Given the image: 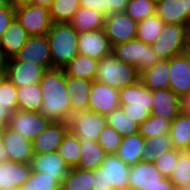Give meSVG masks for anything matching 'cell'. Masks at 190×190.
Returning <instances> with one entry per match:
<instances>
[{"label":"cell","instance_id":"obj_1","mask_svg":"<svg viewBox=\"0 0 190 190\" xmlns=\"http://www.w3.org/2000/svg\"><path fill=\"white\" fill-rule=\"evenodd\" d=\"M42 95L40 113L54 122H67L71 116L70 96L63 68L47 69L39 81Z\"/></svg>","mask_w":190,"mask_h":190},{"label":"cell","instance_id":"obj_2","mask_svg":"<svg viewBox=\"0 0 190 190\" xmlns=\"http://www.w3.org/2000/svg\"><path fill=\"white\" fill-rule=\"evenodd\" d=\"M46 38L53 68H63L78 54V32L70 23H52Z\"/></svg>","mask_w":190,"mask_h":190},{"label":"cell","instance_id":"obj_3","mask_svg":"<svg viewBox=\"0 0 190 190\" xmlns=\"http://www.w3.org/2000/svg\"><path fill=\"white\" fill-rule=\"evenodd\" d=\"M139 76L134 65L121 62L110 54L98 61L95 80L120 89L139 81Z\"/></svg>","mask_w":190,"mask_h":190},{"label":"cell","instance_id":"obj_4","mask_svg":"<svg viewBox=\"0 0 190 190\" xmlns=\"http://www.w3.org/2000/svg\"><path fill=\"white\" fill-rule=\"evenodd\" d=\"M112 55L121 62L134 65L139 73L162 60L150 45L137 38L112 46Z\"/></svg>","mask_w":190,"mask_h":190},{"label":"cell","instance_id":"obj_5","mask_svg":"<svg viewBox=\"0 0 190 190\" xmlns=\"http://www.w3.org/2000/svg\"><path fill=\"white\" fill-rule=\"evenodd\" d=\"M14 17L29 36H44L52 24L49 9L32 3L15 6Z\"/></svg>","mask_w":190,"mask_h":190},{"label":"cell","instance_id":"obj_6","mask_svg":"<svg viewBox=\"0 0 190 190\" xmlns=\"http://www.w3.org/2000/svg\"><path fill=\"white\" fill-rule=\"evenodd\" d=\"M187 45L186 26L164 24L162 31L150 46L161 59H170L180 55Z\"/></svg>","mask_w":190,"mask_h":190},{"label":"cell","instance_id":"obj_7","mask_svg":"<svg viewBox=\"0 0 190 190\" xmlns=\"http://www.w3.org/2000/svg\"><path fill=\"white\" fill-rule=\"evenodd\" d=\"M68 130L79 140L97 141L100 132L107 124V117L92 110L73 113L68 121Z\"/></svg>","mask_w":190,"mask_h":190},{"label":"cell","instance_id":"obj_8","mask_svg":"<svg viewBox=\"0 0 190 190\" xmlns=\"http://www.w3.org/2000/svg\"><path fill=\"white\" fill-rule=\"evenodd\" d=\"M50 122L39 111L17 109L10 114L7 126L32 141Z\"/></svg>","mask_w":190,"mask_h":190},{"label":"cell","instance_id":"obj_9","mask_svg":"<svg viewBox=\"0 0 190 190\" xmlns=\"http://www.w3.org/2000/svg\"><path fill=\"white\" fill-rule=\"evenodd\" d=\"M137 21L125 12L110 13L105 16L103 30L111 46L136 38Z\"/></svg>","mask_w":190,"mask_h":190},{"label":"cell","instance_id":"obj_10","mask_svg":"<svg viewBox=\"0 0 190 190\" xmlns=\"http://www.w3.org/2000/svg\"><path fill=\"white\" fill-rule=\"evenodd\" d=\"M119 106L118 89L94 79L90 88L88 109L107 116Z\"/></svg>","mask_w":190,"mask_h":190},{"label":"cell","instance_id":"obj_11","mask_svg":"<svg viewBox=\"0 0 190 190\" xmlns=\"http://www.w3.org/2000/svg\"><path fill=\"white\" fill-rule=\"evenodd\" d=\"M2 145L9 155V161L30 164L34 155L32 141L8 126L0 130Z\"/></svg>","mask_w":190,"mask_h":190},{"label":"cell","instance_id":"obj_12","mask_svg":"<svg viewBox=\"0 0 190 190\" xmlns=\"http://www.w3.org/2000/svg\"><path fill=\"white\" fill-rule=\"evenodd\" d=\"M78 54L100 60L112 54V46L102 29L92 30L78 34Z\"/></svg>","mask_w":190,"mask_h":190},{"label":"cell","instance_id":"obj_13","mask_svg":"<svg viewBox=\"0 0 190 190\" xmlns=\"http://www.w3.org/2000/svg\"><path fill=\"white\" fill-rule=\"evenodd\" d=\"M17 61L31 62L52 69V58L49 44L44 36H29L26 43L14 57Z\"/></svg>","mask_w":190,"mask_h":190},{"label":"cell","instance_id":"obj_14","mask_svg":"<svg viewBox=\"0 0 190 190\" xmlns=\"http://www.w3.org/2000/svg\"><path fill=\"white\" fill-rule=\"evenodd\" d=\"M47 69L29 61H17L11 58L7 62L5 76L16 86L39 83Z\"/></svg>","mask_w":190,"mask_h":190},{"label":"cell","instance_id":"obj_15","mask_svg":"<svg viewBox=\"0 0 190 190\" xmlns=\"http://www.w3.org/2000/svg\"><path fill=\"white\" fill-rule=\"evenodd\" d=\"M164 179L154 162L141 160L131 165L128 190H149L159 185Z\"/></svg>","mask_w":190,"mask_h":190},{"label":"cell","instance_id":"obj_16","mask_svg":"<svg viewBox=\"0 0 190 190\" xmlns=\"http://www.w3.org/2000/svg\"><path fill=\"white\" fill-rule=\"evenodd\" d=\"M100 166L104 169L106 189L128 190L130 165L116 154H106Z\"/></svg>","mask_w":190,"mask_h":190},{"label":"cell","instance_id":"obj_17","mask_svg":"<svg viewBox=\"0 0 190 190\" xmlns=\"http://www.w3.org/2000/svg\"><path fill=\"white\" fill-rule=\"evenodd\" d=\"M67 131V122L51 121L46 129L32 140L33 152L50 153L57 151Z\"/></svg>","mask_w":190,"mask_h":190},{"label":"cell","instance_id":"obj_18","mask_svg":"<svg viewBox=\"0 0 190 190\" xmlns=\"http://www.w3.org/2000/svg\"><path fill=\"white\" fill-rule=\"evenodd\" d=\"M168 88L178 97L190 92V67L182 54L169 59Z\"/></svg>","mask_w":190,"mask_h":190},{"label":"cell","instance_id":"obj_19","mask_svg":"<svg viewBox=\"0 0 190 190\" xmlns=\"http://www.w3.org/2000/svg\"><path fill=\"white\" fill-rule=\"evenodd\" d=\"M31 169L46 173L48 176H55L60 182L67 175L69 167L64 158L57 151L50 153H34L31 162Z\"/></svg>","mask_w":190,"mask_h":190},{"label":"cell","instance_id":"obj_20","mask_svg":"<svg viewBox=\"0 0 190 190\" xmlns=\"http://www.w3.org/2000/svg\"><path fill=\"white\" fill-rule=\"evenodd\" d=\"M180 112V97L169 88L152 91V110L150 114L166 118L170 122Z\"/></svg>","mask_w":190,"mask_h":190},{"label":"cell","instance_id":"obj_21","mask_svg":"<svg viewBox=\"0 0 190 190\" xmlns=\"http://www.w3.org/2000/svg\"><path fill=\"white\" fill-rule=\"evenodd\" d=\"M31 172L30 164L13 161L0 162V190H13L22 185Z\"/></svg>","mask_w":190,"mask_h":190},{"label":"cell","instance_id":"obj_22","mask_svg":"<svg viewBox=\"0 0 190 190\" xmlns=\"http://www.w3.org/2000/svg\"><path fill=\"white\" fill-rule=\"evenodd\" d=\"M120 107L145 108L152 110V91L145 87L140 80L118 89Z\"/></svg>","mask_w":190,"mask_h":190},{"label":"cell","instance_id":"obj_23","mask_svg":"<svg viewBox=\"0 0 190 190\" xmlns=\"http://www.w3.org/2000/svg\"><path fill=\"white\" fill-rule=\"evenodd\" d=\"M91 80L66 74V90L70 96L71 115L88 109Z\"/></svg>","mask_w":190,"mask_h":190},{"label":"cell","instance_id":"obj_24","mask_svg":"<svg viewBox=\"0 0 190 190\" xmlns=\"http://www.w3.org/2000/svg\"><path fill=\"white\" fill-rule=\"evenodd\" d=\"M28 37L29 35L14 17L0 38V48L5 57L8 60L14 58L26 43Z\"/></svg>","mask_w":190,"mask_h":190},{"label":"cell","instance_id":"obj_25","mask_svg":"<svg viewBox=\"0 0 190 190\" xmlns=\"http://www.w3.org/2000/svg\"><path fill=\"white\" fill-rule=\"evenodd\" d=\"M169 59H162L140 72L139 80L149 90L165 89L169 86Z\"/></svg>","mask_w":190,"mask_h":190},{"label":"cell","instance_id":"obj_26","mask_svg":"<svg viewBox=\"0 0 190 190\" xmlns=\"http://www.w3.org/2000/svg\"><path fill=\"white\" fill-rule=\"evenodd\" d=\"M105 16L104 13L98 10L80 6L73 15L70 24L78 34L92 30H99L103 28Z\"/></svg>","mask_w":190,"mask_h":190},{"label":"cell","instance_id":"obj_27","mask_svg":"<svg viewBox=\"0 0 190 190\" xmlns=\"http://www.w3.org/2000/svg\"><path fill=\"white\" fill-rule=\"evenodd\" d=\"M155 14L164 24L187 26L190 21L184 11L183 0H160L156 3Z\"/></svg>","mask_w":190,"mask_h":190},{"label":"cell","instance_id":"obj_28","mask_svg":"<svg viewBox=\"0 0 190 190\" xmlns=\"http://www.w3.org/2000/svg\"><path fill=\"white\" fill-rule=\"evenodd\" d=\"M145 143L143 138L138 132L124 136L121 143L116 150L115 154L128 165H133L142 159V147Z\"/></svg>","mask_w":190,"mask_h":190},{"label":"cell","instance_id":"obj_29","mask_svg":"<svg viewBox=\"0 0 190 190\" xmlns=\"http://www.w3.org/2000/svg\"><path fill=\"white\" fill-rule=\"evenodd\" d=\"M80 141V157L76 168L94 170L100 166L101 162L106 156L104 149L93 140H79Z\"/></svg>","mask_w":190,"mask_h":190},{"label":"cell","instance_id":"obj_30","mask_svg":"<svg viewBox=\"0 0 190 190\" xmlns=\"http://www.w3.org/2000/svg\"><path fill=\"white\" fill-rule=\"evenodd\" d=\"M169 134L173 148L189 151L190 116L180 111L170 124Z\"/></svg>","mask_w":190,"mask_h":190},{"label":"cell","instance_id":"obj_31","mask_svg":"<svg viewBox=\"0 0 190 190\" xmlns=\"http://www.w3.org/2000/svg\"><path fill=\"white\" fill-rule=\"evenodd\" d=\"M98 61V59L77 54L63 67V70L69 76L93 81L95 79Z\"/></svg>","mask_w":190,"mask_h":190},{"label":"cell","instance_id":"obj_32","mask_svg":"<svg viewBox=\"0 0 190 190\" xmlns=\"http://www.w3.org/2000/svg\"><path fill=\"white\" fill-rule=\"evenodd\" d=\"M93 170L70 168L62 179L60 190H92Z\"/></svg>","mask_w":190,"mask_h":190},{"label":"cell","instance_id":"obj_33","mask_svg":"<svg viewBox=\"0 0 190 190\" xmlns=\"http://www.w3.org/2000/svg\"><path fill=\"white\" fill-rule=\"evenodd\" d=\"M17 109L40 111L42 95L39 83L17 87Z\"/></svg>","mask_w":190,"mask_h":190},{"label":"cell","instance_id":"obj_34","mask_svg":"<svg viewBox=\"0 0 190 190\" xmlns=\"http://www.w3.org/2000/svg\"><path fill=\"white\" fill-rule=\"evenodd\" d=\"M172 147L170 134L163 133L159 136H150L145 138L142 147V159L148 162H154L159 153H163Z\"/></svg>","mask_w":190,"mask_h":190},{"label":"cell","instance_id":"obj_35","mask_svg":"<svg viewBox=\"0 0 190 190\" xmlns=\"http://www.w3.org/2000/svg\"><path fill=\"white\" fill-rule=\"evenodd\" d=\"M163 26V21L156 14L148 16L144 20L138 21L136 38L151 45L158 38Z\"/></svg>","mask_w":190,"mask_h":190},{"label":"cell","instance_id":"obj_36","mask_svg":"<svg viewBox=\"0 0 190 190\" xmlns=\"http://www.w3.org/2000/svg\"><path fill=\"white\" fill-rule=\"evenodd\" d=\"M79 7V0H53L49 8L52 23H70Z\"/></svg>","mask_w":190,"mask_h":190},{"label":"cell","instance_id":"obj_37","mask_svg":"<svg viewBox=\"0 0 190 190\" xmlns=\"http://www.w3.org/2000/svg\"><path fill=\"white\" fill-rule=\"evenodd\" d=\"M107 124L122 137L138 132L139 125L126 115L120 106L107 116Z\"/></svg>","mask_w":190,"mask_h":190},{"label":"cell","instance_id":"obj_38","mask_svg":"<svg viewBox=\"0 0 190 190\" xmlns=\"http://www.w3.org/2000/svg\"><path fill=\"white\" fill-rule=\"evenodd\" d=\"M79 148V138L68 130L64 135L57 152L64 158L67 166L73 168L76 167L80 157Z\"/></svg>","mask_w":190,"mask_h":190},{"label":"cell","instance_id":"obj_39","mask_svg":"<svg viewBox=\"0 0 190 190\" xmlns=\"http://www.w3.org/2000/svg\"><path fill=\"white\" fill-rule=\"evenodd\" d=\"M169 180L175 188H185L190 182V151L183 150L179 153L178 161Z\"/></svg>","mask_w":190,"mask_h":190},{"label":"cell","instance_id":"obj_40","mask_svg":"<svg viewBox=\"0 0 190 190\" xmlns=\"http://www.w3.org/2000/svg\"><path fill=\"white\" fill-rule=\"evenodd\" d=\"M171 122L164 117L152 115L145 119L138 127V133L143 137L159 136L168 133Z\"/></svg>","mask_w":190,"mask_h":190},{"label":"cell","instance_id":"obj_41","mask_svg":"<svg viewBox=\"0 0 190 190\" xmlns=\"http://www.w3.org/2000/svg\"><path fill=\"white\" fill-rule=\"evenodd\" d=\"M22 185L27 190H60L61 182L55 176L32 170L31 175Z\"/></svg>","mask_w":190,"mask_h":190},{"label":"cell","instance_id":"obj_42","mask_svg":"<svg viewBox=\"0 0 190 190\" xmlns=\"http://www.w3.org/2000/svg\"><path fill=\"white\" fill-rule=\"evenodd\" d=\"M155 8L156 3L152 0H129L124 12L138 22L155 14Z\"/></svg>","mask_w":190,"mask_h":190},{"label":"cell","instance_id":"obj_43","mask_svg":"<svg viewBox=\"0 0 190 190\" xmlns=\"http://www.w3.org/2000/svg\"><path fill=\"white\" fill-rule=\"evenodd\" d=\"M182 150L170 148L169 150L159 153L156 157L154 164L158 171L162 174L164 178L170 177L173 172L174 167L178 161L179 153Z\"/></svg>","mask_w":190,"mask_h":190},{"label":"cell","instance_id":"obj_44","mask_svg":"<svg viewBox=\"0 0 190 190\" xmlns=\"http://www.w3.org/2000/svg\"><path fill=\"white\" fill-rule=\"evenodd\" d=\"M17 87L4 75L0 76V102L12 113L17 110Z\"/></svg>","mask_w":190,"mask_h":190},{"label":"cell","instance_id":"obj_45","mask_svg":"<svg viewBox=\"0 0 190 190\" xmlns=\"http://www.w3.org/2000/svg\"><path fill=\"white\" fill-rule=\"evenodd\" d=\"M121 139L122 136L106 124L99 134L97 143L104 149L106 154H115Z\"/></svg>","mask_w":190,"mask_h":190},{"label":"cell","instance_id":"obj_46","mask_svg":"<svg viewBox=\"0 0 190 190\" xmlns=\"http://www.w3.org/2000/svg\"><path fill=\"white\" fill-rule=\"evenodd\" d=\"M122 111L128 115L138 125L150 116V112L145 108L137 107H120Z\"/></svg>","mask_w":190,"mask_h":190},{"label":"cell","instance_id":"obj_47","mask_svg":"<svg viewBox=\"0 0 190 190\" xmlns=\"http://www.w3.org/2000/svg\"><path fill=\"white\" fill-rule=\"evenodd\" d=\"M129 0H105L104 14L124 12Z\"/></svg>","mask_w":190,"mask_h":190},{"label":"cell","instance_id":"obj_48","mask_svg":"<svg viewBox=\"0 0 190 190\" xmlns=\"http://www.w3.org/2000/svg\"><path fill=\"white\" fill-rule=\"evenodd\" d=\"M92 190H113L106 189V179L104 169L98 166L93 170V189Z\"/></svg>","mask_w":190,"mask_h":190},{"label":"cell","instance_id":"obj_49","mask_svg":"<svg viewBox=\"0 0 190 190\" xmlns=\"http://www.w3.org/2000/svg\"><path fill=\"white\" fill-rule=\"evenodd\" d=\"M14 18V9H0V38Z\"/></svg>","mask_w":190,"mask_h":190},{"label":"cell","instance_id":"obj_50","mask_svg":"<svg viewBox=\"0 0 190 190\" xmlns=\"http://www.w3.org/2000/svg\"><path fill=\"white\" fill-rule=\"evenodd\" d=\"M80 6L88 7L104 13L105 0H79Z\"/></svg>","mask_w":190,"mask_h":190},{"label":"cell","instance_id":"obj_51","mask_svg":"<svg viewBox=\"0 0 190 190\" xmlns=\"http://www.w3.org/2000/svg\"><path fill=\"white\" fill-rule=\"evenodd\" d=\"M180 111L190 116V92L180 98Z\"/></svg>","mask_w":190,"mask_h":190},{"label":"cell","instance_id":"obj_52","mask_svg":"<svg viewBox=\"0 0 190 190\" xmlns=\"http://www.w3.org/2000/svg\"><path fill=\"white\" fill-rule=\"evenodd\" d=\"M10 112L6 109L5 106L0 102V130L7 126L8 119L10 117Z\"/></svg>","mask_w":190,"mask_h":190},{"label":"cell","instance_id":"obj_53","mask_svg":"<svg viewBox=\"0 0 190 190\" xmlns=\"http://www.w3.org/2000/svg\"><path fill=\"white\" fill-rule=\"evenodd\" d=\"M149 190H175L174 184L168 179L160 181V184Z\"/></svg>","mask_w":190,"mask_h":190},{"label":"cell","instance_id":"obj_54","mask_svg":"<svg viewBox=\"0 0 190 190\" xmlns=\"http://www.w3.org/2000/svg\"><path fill=\"white\" fill-rule=\"evenodd\" d=\"M8 59L5 57L4 52L0 48V76H4L6 72Z\"/></svg>","mask_w":190,"mask_h":190},{"label":"cell","instance_id":"obj_55","mask_svg":"<svg viewBox=\"0 0 190 190\" xmlns=\"http://www.w3.org/2000/svg\"><path fill=\"white\" fill-rule=\"evenodd\" d=\"M2 161H9V155L8 152L6 151L5 146L2 145L1 135H0V162Z\"/></svg>","mask_w":190,"mask_h":190},{"label":"cell","instance_id":"obj_56","mask_svg":"<svg viewBox=\"0 0 190 190\" xmlns=\"http://www.w3.org/2000/svg\"><path fill=\"white\" fill-rule=\"evenodd\" d=\"M53 0H31L30 3L35 4V5H39L42 7H46V8H50V6L52 5Z\"/></svg>","mask_w":190,"mask_h":190},{"label":"cell","instance_id":"obj_57","mask_svg":"<svg viewBox=\"0 0 190 190\" xmlns=\"http://www.w3.org/2000/svg\"><path fill=\"white\" fill-rule=\"evenodd\" d=\"M181 54L184 56L185 60L187 61L190 67V45L187 44Z\"/></svg>","mask_w":190,"mask_h":190},{"label":"cell","instance_id":"obj_58","mask_svg":"<svg viewBox=\"0 0 190 190\" xmlns=\"http://www.w3.org/2000/svg\"><path fill=\"white\" fill-rule=\"evenodd\" d=\"M15 6L10 5L7 1L5 0H0V9H14Z\"/></svg>","mask_w":190,"mask_h":190},{"label":"cell","instance_id":"obj_59","mask_svg":"<svg viewBox=\"0 0 190 190\" xmlns=\"http://www.w3.org/2000/svg\"><path fill=\"white\" fill-rule=\"evenodd\" d=\"M183 5L184 11H186L188 18L190 19V0H183Z\"/></svg>","mask_w":190,"mask_h":190},{"label":"cell","instance_id":"obj_60","mask_svg":"<svg viewBox=\"0 0 190 190\" xmlns=\"http://www.w3.org/2000/svg\"><path fill=\"white\" fill-rule=\"evenodd\" d=\"M186 34H187V44L190 45V21L187 23L186 26Z\"/></svg>","mask_w":190,"mask_h":190},{"label":"cell","instance_id":"obj_61","mask_svg":"<svg viewBox=\"0 0 190 190\" xmlns=\"http://www.w3.org/2000/svg\"><path fill=\"white\" fill-rule=\"evenodd\" d=\"M31 0H14V6L20 5V4H25V3H30Z\"/></svg>","mask_w":190,"mask_h":190},{"label":"cell","instance_id":"obj_62","mask_svg":"<svg viewBox=\"0 0 190 190\" xmlns=\"http://www.w3.org/2000/svg\"><path fill=\"white\" fill-rule=\"evenodd\" d=\"M13 190H27V188L24 187L23 185H20V186L16 187V188L13 189Z\"/></svg>","mask_w":190,"mask_h":190},{"label":"cell","instance_id":"obj_63","mask_svg":"<svg viewBox=\"0 0 190 190\" xmlns=\"http://www.w3.org/2000/svg\"><path fill=\"white\" fill-rule=\"evenodd\" d=\"M7 1L10 5L14 6V0H5Z\"/></svg>","mask_w":190,"mask_h":190},{"label":"cell","instance_id":"obj_64","mask_svg":"<svg viewBox=\"0 0 190 190\" xmlns=\"http://www.w3.org/2000/svg\"><path fill=\"white\" fill-rule=\"evenodd\" d=\"M175 190H187L185 188H175Z\"/></svg>","mask_w":190,"mask_h":190},{"label":"cell","instance_id":"obj_65","mask_svg":"<svg viewBox=\"0 0 190 190\" xmlns=\"http://www.w3.org/2000/svg\"><path fill=\"white\" fill-rule=\"evenodd\" d=\"M187 190H190V182L188 184V186L186 187Z\"/></svg>","mask_w":190,"mask_h":190}]
</instances>
